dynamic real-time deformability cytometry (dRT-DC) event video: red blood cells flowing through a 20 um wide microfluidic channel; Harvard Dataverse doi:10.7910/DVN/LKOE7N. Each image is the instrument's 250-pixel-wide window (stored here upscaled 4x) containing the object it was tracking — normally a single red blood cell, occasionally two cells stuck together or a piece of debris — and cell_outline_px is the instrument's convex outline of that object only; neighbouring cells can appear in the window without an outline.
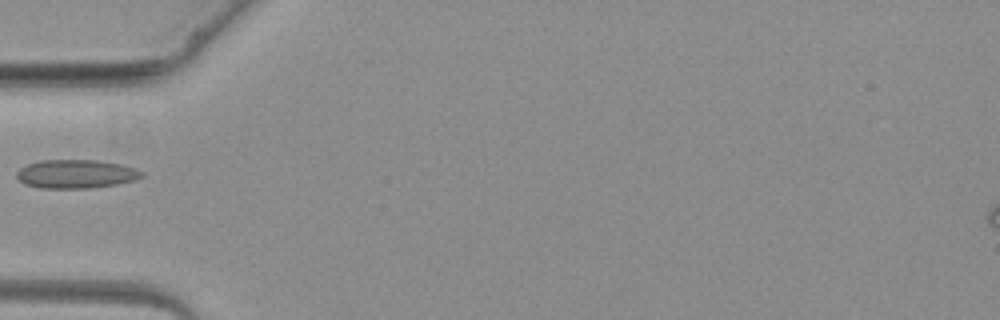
{"species": "common noctule bat (a hibernating species)", "species_latin": "Nyctalus noctula", "temperature_condition": "warm", "stored_images_in_passage": 3, "camera_frame_rate_fps": 3000, "um_per_image_px": 0.085, "animal": {"sex": "female", "body_mass_g": 19.3, "forearm_length_mm": 54.1}, "frame": {"image": 1, "passage_image": 3, "time_ms": 3.333, "image_size_px": [1000, 320], "cell_outline_px": [[144, 176], [136, 180], [116, 184], [88, 188], [40, 188], [24, 184], [16, 176], [16, 172], [20, 168], [28, 164], [40, 160], [96, 160], [124, 164], [136, 168], [144, 172]], "centroid_in_image_um": [6.49, 14.78], "position_along_channel_um": 78.5, "area_um2": 21.04}}